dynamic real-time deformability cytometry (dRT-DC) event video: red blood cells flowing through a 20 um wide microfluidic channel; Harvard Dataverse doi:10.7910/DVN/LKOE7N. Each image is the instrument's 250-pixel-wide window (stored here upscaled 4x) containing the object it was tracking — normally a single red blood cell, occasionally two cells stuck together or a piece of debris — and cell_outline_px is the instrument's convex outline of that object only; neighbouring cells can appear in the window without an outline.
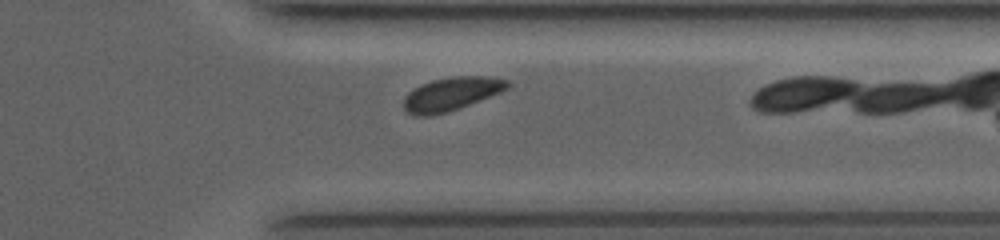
{"species": "common noctule bat (a hibernating species)", "species_latin": "Nyctalus noctula", "temperature_condition": "room temperature", "stored_images_in_passage": 28, "camera_frame_rate_fps": 4000, "um_per_image_px": 0.085, "animal": {"sex": "female", "body_mass_g": 19.0, "forearm_length_mm": 53.3}, "frame": {"image": 1, "passage_image": 24, "time_ms": 8.0, "image_size_px": [1000, 240], "cell_outline_px": [[512, 84], [508, 88], [500, 92], [448, 112], [432, 116], [416, 116], [408, 112], [404, 108], [404, 96], [408, 92], [420, 84], [432, 80], [452, 76], [492, 76], [508, 80]], "centroid_in_image_um": [38.36, 7.97], "position_along_channel_um": 373.0, "area_um2": 20.29}, "authors_computed_cell_mechanics": {"area_um2": 20.0855, "velocity_mm_per_s": 3.9237, "shape_relaxation_time_tau1_ms": 1.163, "shape_relaxation_time_tau2_ms": null, "deformation_change_tau1": 0.0757, "deformation_change_tau2": null}}